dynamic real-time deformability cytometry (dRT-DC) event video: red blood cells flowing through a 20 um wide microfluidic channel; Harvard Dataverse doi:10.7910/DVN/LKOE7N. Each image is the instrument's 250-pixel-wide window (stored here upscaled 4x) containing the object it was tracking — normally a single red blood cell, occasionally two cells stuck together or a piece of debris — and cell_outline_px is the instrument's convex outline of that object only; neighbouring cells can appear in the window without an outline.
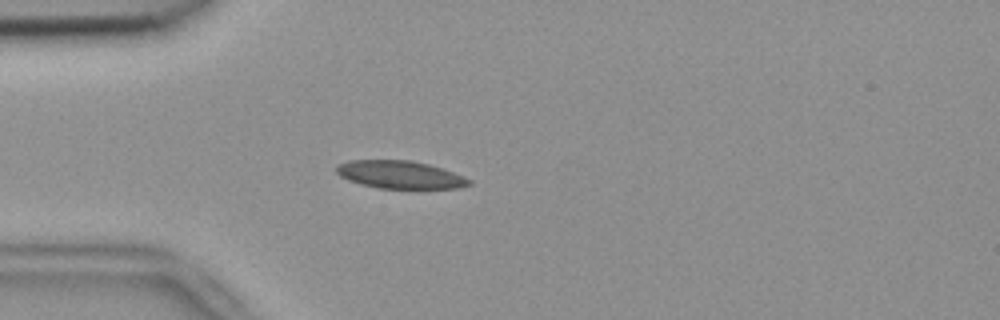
{"species": "common noctule bat (a hibernating species)", "species_latin": "Nyctalus noctula", "temperature_condition": "room temperature", "stored_images_in_passage": 8, "camera_frame_rate_fps": 3000, "um_per_image_px": 0.085, "animal": {"sex": "female", "body_mass_g": 18.4}, "frame": {"image": 1, "passage_image": 4, "time_ms": 1.0, "image_size_px": [1000, 320], "cell_outline_px": [[472, 184], [460, 188], [380, 188], [360, 184], [348, 180], [340, 176], [336, 172], [336, 164], [348, 160], [412, 160], [428, 164], [464, 176], [472, 180]], "centroid_in_image_um": [33.98, 14.84], "position_along_channel_um": 51.0, "area_um2": 21.5}}